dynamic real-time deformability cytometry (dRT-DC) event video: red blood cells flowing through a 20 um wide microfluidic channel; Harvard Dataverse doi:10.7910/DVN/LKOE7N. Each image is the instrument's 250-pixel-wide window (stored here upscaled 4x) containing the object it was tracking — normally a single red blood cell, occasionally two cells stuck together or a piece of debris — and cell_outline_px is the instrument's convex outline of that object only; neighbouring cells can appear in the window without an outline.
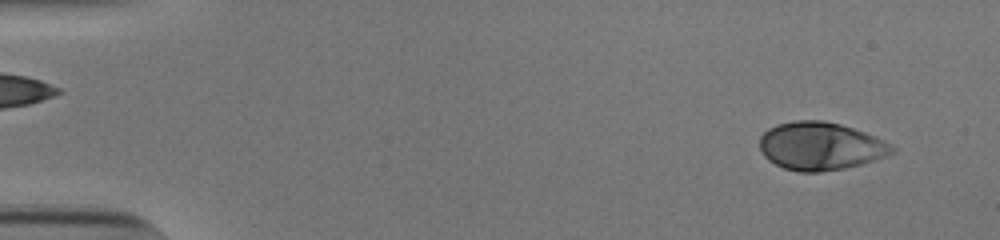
{"species": "human", "species_latin": "Homo sapiens", "temperature_condition": "cold", "stored_images_in_passage": 52, "camera_frame_rate_fps": 3000, "um_per_image_px": 0.085, "donor": {"sex": "male"}, "frame": {"image": 1, "passage_image": 3, "time_ms": 0.667, "image_size_px": [1000, 240], "cell_outline_px": [[896, 152], [860, 164], [844, 168], [820, 172], [800, 172], [784, 168], [768, 160], [764, 156], [760, 148], [760, 136], [768, 128], [776, 124], [796, 120], [820, 120], [840, 124], [864, 132], [884, 140], [892, 144], [896, 148]], "centroid_in_image_um": [69.73, 12.41], "position_along_channel_um": 15.3, "area_um2": 36.93}}
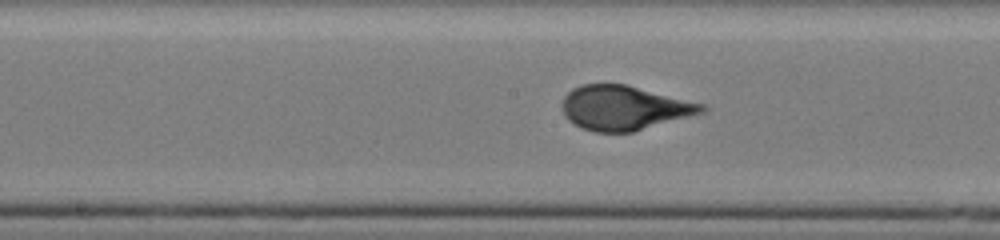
{"frame": {"image": 2, "passage_image": 27, "time_ms": 8.667, "image_size_px": [1000, 240], "cell_outline_px": [[708, 108], [704, 112], [632, 132], [592, 132], [580, 128], [568, 120], [564, 116], [560, 108], [560, 104], [564, 96], [572, 88], [580, 84], [624, 84], [704, 104]], "centroid_in_image_um": [52.97, 9.17], "position_along_channel_um": 195.2, "area_um2": 36.18}}
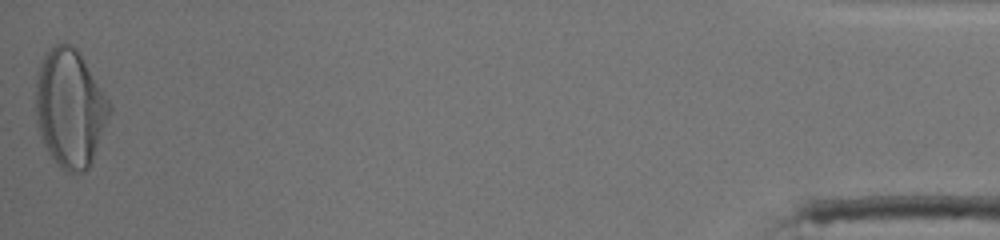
{"frame": {"image": 3, "passage_image": 52, "time_ms": 17.0, "image_size_px": [1000, 240], "cell_outline_px": [[112, 112], [92, 164], [84, 172], [68, 172], [60, 168], [56, 164], [48, 152], [44, 144], [36, 124], [32, 108], [36, 72], [48, 48], [60, 40], [64, 40], [72, 44], [80, 52], [112, 104]], "centroid_in_image_um": [5.92, 9.16], "position_along_channel_um": 429.3, "area_um2": 52.66}}